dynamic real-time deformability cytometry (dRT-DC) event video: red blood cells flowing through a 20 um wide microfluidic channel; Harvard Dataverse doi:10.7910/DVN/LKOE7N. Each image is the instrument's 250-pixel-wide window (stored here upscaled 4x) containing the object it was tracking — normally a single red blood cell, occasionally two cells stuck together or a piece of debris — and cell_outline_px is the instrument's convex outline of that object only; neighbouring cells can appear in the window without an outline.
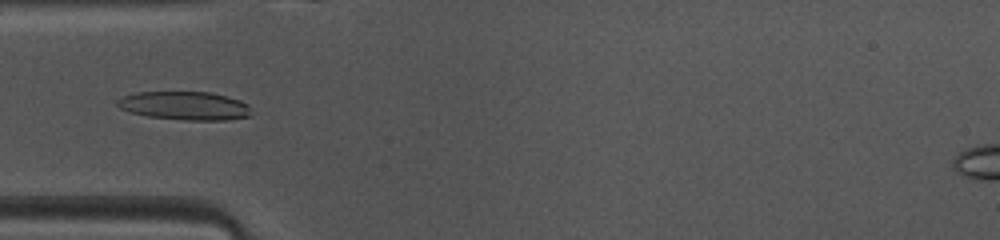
{"species": "common noctule bat (a hibernating species)", "species_latin": "Nyctalus noctula", "temperature_condition": "warm", "stored_images_in_passage": 47, "camera_frame_rate_fps": 3000, "um_per_image_px": 0.085, "animal": {"sex": "female", "body_mass_g": 10.0, "forearm_length_mm": 53.1}, "frame": {"image": 1, "passage_image": 13, "time_ms": 4.0, "image_size_px": [1000, 240], "cell_outline_px": [[248, 116], [228, 120], [184, 120], [148, 116], [132, 112], [120, 108], [116, 104], [116, 100], [124, 96], [136, 92], [212, 92], [228, 96], [240, 100], [248, 104]], "centroid_in_image_um": [15.69, 8.98], "position_along_channel_um": 69.3, "area_um2": 22.08}}
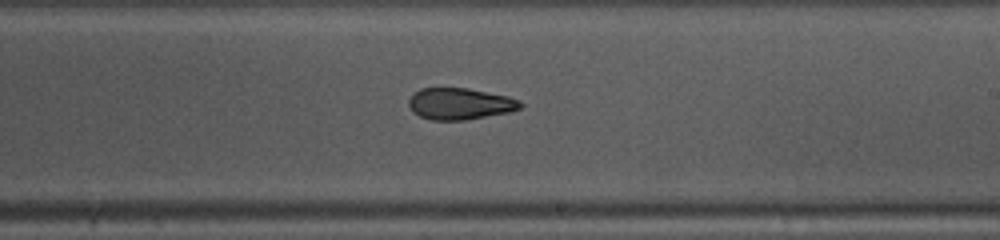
{"frame": {"image": 2, "passage_image": 26, "time_ms": 8.333, "image_size_px": [1000, 240], "cell_outline_px": [[524, 104], [520, 108], [508, 112], [464, 120], [432, 120], [420, 116], [412, 112], [408, 104], [408, 100], [420, 88], [468, 88], [508, 96]], "centroid_in_image_um": [39.06, 8.82], "position_along_channel_um": 249.9, "area_um2": 20.35}}
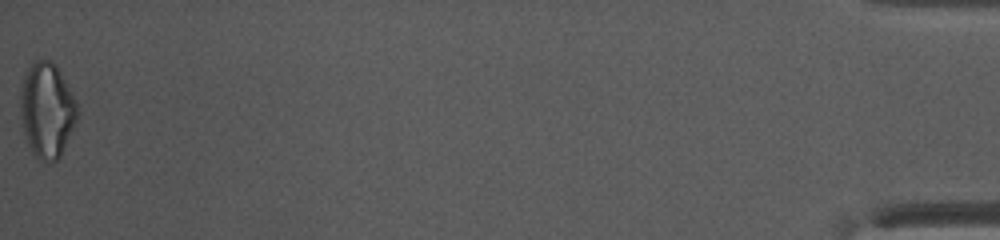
{"frame": {"image": 3, "passage_image": 47, "time_ms": 15.333, "image_size_px": [1000, 240], "cell_outline_px": [[80, 112], [60, 156], [56, 160], [40, 160], [32, 152], [28, 144], [24, 132], [20, 116], [20, 96], [24, 76], [28, 68], [36, 60], [52, 60], [56, 64]], "centroid_in_image_um": [3.97, 9.35], "position_along_channel_um": 431.2, "area_um2": 31.04}, "authors_computed_cell_mechanics": {"area_um2": 21.7328, "velocity_mm_per_s": 4.1329, "shape_relaxation_time_tau1_ms": null, "shape_relaxation_time_tau2_ms": 2.6575, "deformation_change_tau1": null, "deformation_change_tau2": 0.0986}}